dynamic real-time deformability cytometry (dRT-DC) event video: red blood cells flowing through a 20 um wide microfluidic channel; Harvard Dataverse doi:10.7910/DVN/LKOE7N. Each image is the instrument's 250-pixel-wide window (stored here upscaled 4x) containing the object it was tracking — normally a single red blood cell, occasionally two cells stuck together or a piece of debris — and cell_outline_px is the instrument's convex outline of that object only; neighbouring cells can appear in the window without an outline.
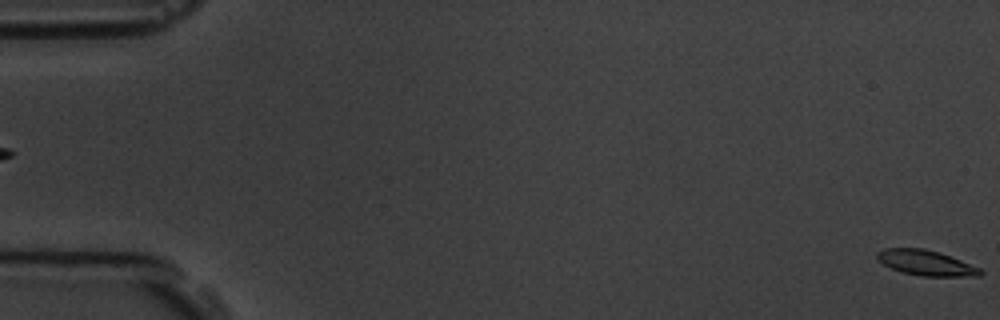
{"species": "common noctule bat (a hibernating species)", "species_latin": "Nyctalus noctula", "temperature_condition": "room temperature", "stored_images_in_passage": 5, "camera_frame_rate_fps": 3000, "um_per_image_px": 0.085, "animal": {"sex": "male", "body_mass_g": 19.5, "forearm_length_mm": 54.6}, "frame": {"image": 1, "passage_image": 5, "time_ms": 4.667, "image_size_px": [1000, 320], "cell_outline_px": [[984, 272], [980, 276], [924, 276], [900, 272], [884, 264], [876, 256], [876, 252], [884, 248], [924, 248], [940, 252], [980, 268]], "centroid_in_image_um": [78.71, 22.33], "position_along_channel_um": 6.3, "area_um2": 15.14}}